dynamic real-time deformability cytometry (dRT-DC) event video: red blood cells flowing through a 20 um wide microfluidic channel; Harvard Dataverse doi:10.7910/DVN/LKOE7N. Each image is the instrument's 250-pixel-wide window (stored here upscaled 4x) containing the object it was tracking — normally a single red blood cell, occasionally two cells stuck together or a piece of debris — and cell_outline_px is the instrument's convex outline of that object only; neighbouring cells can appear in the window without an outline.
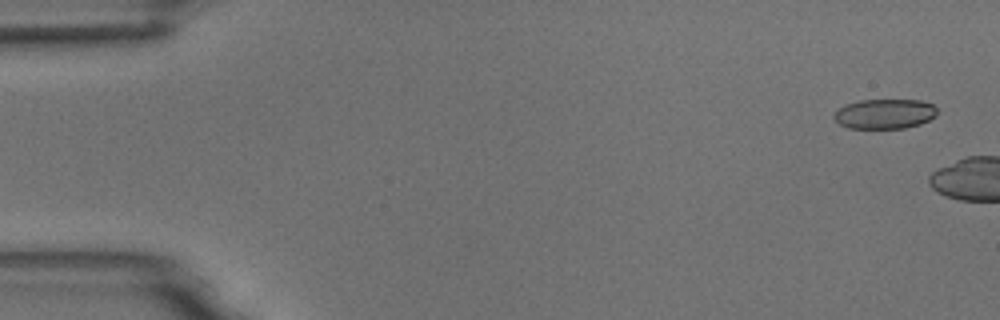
{"species": "common noctule bat (a hibernating species)", "species_latin": "Nyctalus noctula", "temperature_condition": "room temperature", "stored_images_in_passage": 3, "camera_frame_rate_fps": 3000, "um_per_image_px": 0.085, "animal": {"sex": "male", "body_mass_g": 18.8}, "frame": {"image": 1, "passage_image": 1, "time_ms": 0.0, "image_size_px": [1000, 320], "cell_outline_px": [[936, 116], [920, 124], [904, 128], [848, 128], [840, 124], [832, 116], [844, 104], [860, 100], [920, 100], [932, 104], [936, 108]], "centroid_in_image_um": [75.19, 9.67], "position_along_channel_um": 9.8, "area_um2": 17.86}}